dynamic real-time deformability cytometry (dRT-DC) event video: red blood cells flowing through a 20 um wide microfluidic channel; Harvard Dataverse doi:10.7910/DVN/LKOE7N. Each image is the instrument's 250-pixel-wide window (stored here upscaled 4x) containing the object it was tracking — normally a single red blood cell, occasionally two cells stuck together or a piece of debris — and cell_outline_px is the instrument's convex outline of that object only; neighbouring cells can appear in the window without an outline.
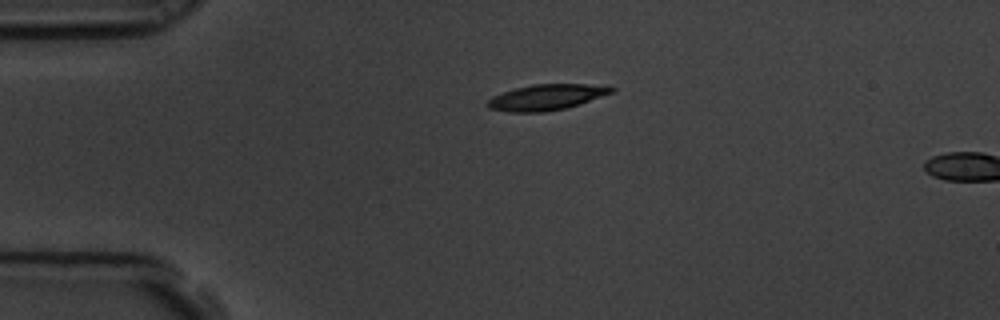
{"species": "common noctule bat (a hibernating species)", "species_latin": "Nyctalus noctula", "temperature_condition": "room temperature", "stored_images_in_passage": 7, "camera_frame_rate_fps": 3000, "um_per_image_px": 0.085, "animal": {"sex": "male", "body_mass_g": 19.5, "forearm_length_mm": 54.6}, "frame": {"image": 1, "passage_image": 7, "time_ms": 2.0, "image_size_px": [1000, 320], "cell_outline_px": [[616, 88], [612, 92], [580, 104], [564, 108], [544, 112], [508, 112], [488, 108], [488, 100], [492, 96], [516, 88], [532, 84], [588, 84]], "centroid_in_image_um": [46.41, 8.27], "position_along_channel_um": 38.6, "area_um2": 18.32}}